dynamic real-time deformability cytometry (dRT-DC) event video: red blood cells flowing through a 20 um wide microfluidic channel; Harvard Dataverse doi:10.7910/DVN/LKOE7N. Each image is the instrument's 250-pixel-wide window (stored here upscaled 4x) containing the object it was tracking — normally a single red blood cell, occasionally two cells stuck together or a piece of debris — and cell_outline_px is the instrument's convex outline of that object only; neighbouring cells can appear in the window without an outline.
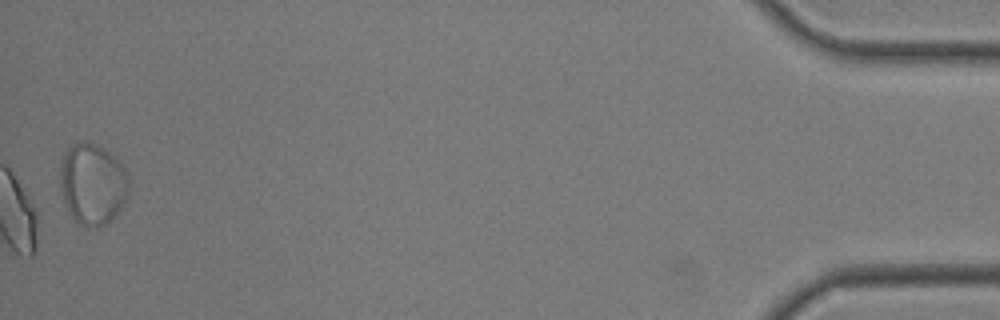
{"species": "common noctule bat (a hibernating species)", "species_latin": "Nyctalus noctula", "temperature_condition": "room temperature", "stored_images_in_passage": 46, "camera_frame_rate_fps": 3000, "um_per_image_px": 0.085, "animal": {"sex": "male", "body_mass_g": 19.0, "forearm_length_mm": 50.8}, "frame": {"image": 1, "passage_image": 46, "time_ms": 15.0, "image_size_px": [1000, 320], "cell_outline_px": [[128, 192], [120, 208], [104, 224], [96, 228], [88, 228], [80, 224], [72, 216], [64, 200], [60, 188], [60, 172], [64, 156], [68, 148], [72, 144], [96, 144], [108, 152], [124, 168], [128, 180]], "centroid_in_image_um": [7.85, 15.67], "position_along_channel_um": 427.4, "area_um2": 31.5}}